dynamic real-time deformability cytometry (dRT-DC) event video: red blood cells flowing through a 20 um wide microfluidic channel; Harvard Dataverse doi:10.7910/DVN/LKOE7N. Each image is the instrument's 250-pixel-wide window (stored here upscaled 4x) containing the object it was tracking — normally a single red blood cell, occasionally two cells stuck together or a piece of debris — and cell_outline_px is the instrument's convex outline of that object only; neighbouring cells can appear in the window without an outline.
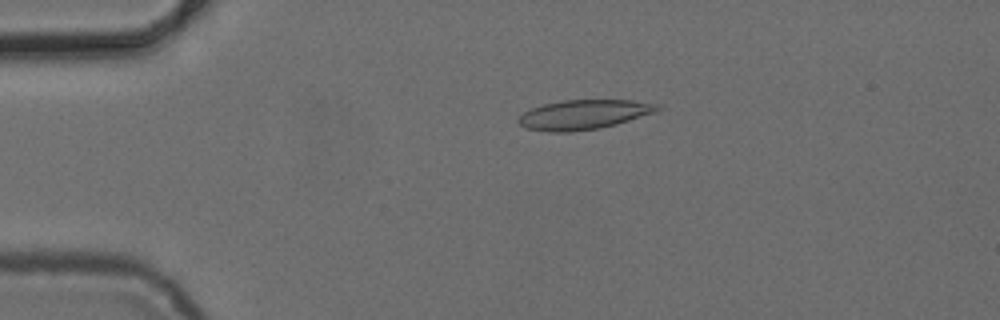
{"species": "common noctule bat (a hibernating species)", "species_latin": "Nyctalus noctula", "temperature_condition": "cold", "stored_images_in_passage": 2, "camera_frame_rate_fps": 3000, "um_per_image_px": 0.085, "animal": {"sex": "female", "body_mass_g": 24.6, "forearm_length_mm": 56.2}, "frame": {"image": 1, "passage_image": 1, "time_ms": 0.0, "image_size_px": [1000, 320], "cell_outline_px": [[664, 108], [656, 112], [616, 124], [600, 128], [572, 132], [548, 132], [528, 128], [520, 124], [516, 120], [524, 112], [532, 108], [544, 104], [560, 100], [632, 100], [660, 104]], "centroid_in_image_um": [49.66, 9.73], "position_along_channel_um": 35.3, "area_um2": 24.04}}